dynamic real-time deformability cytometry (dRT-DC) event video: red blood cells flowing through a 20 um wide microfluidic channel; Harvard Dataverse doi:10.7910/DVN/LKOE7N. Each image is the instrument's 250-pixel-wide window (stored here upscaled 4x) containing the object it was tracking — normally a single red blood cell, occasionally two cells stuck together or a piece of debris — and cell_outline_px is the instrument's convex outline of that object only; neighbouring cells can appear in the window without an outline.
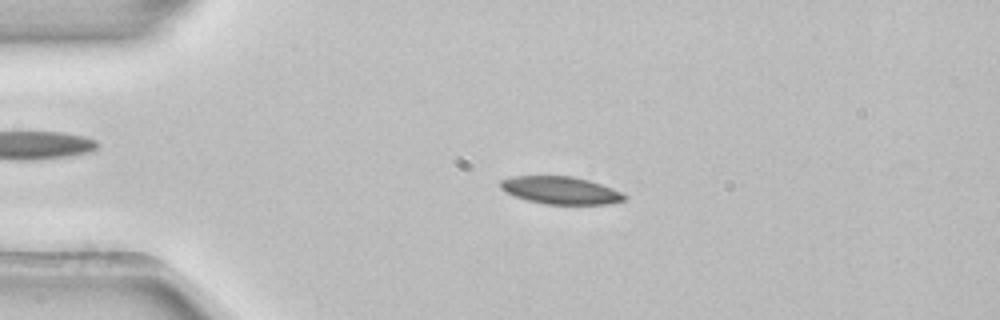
{"species": "common noctule bat (a hibernating species)", "species_latin": "Nyctalus noctula", "temperature_condition": "room temperature", "stored_images_in_passage": 3, "camera_frame_rate_fps": 3000, "um_per_image_px": 0.085, "animal": {"sex": "female", "body_mass_g": 22.7, "forearm_length_mm": 54.2}, "frame": {"image": 1, "passage_image": 1, "time_ms": 0.0, "image_size_px": [1000, 320], "cell_outline_px": [[628, 196], [624, 200], [608, 204], [544, 204], [528, 200], [516, 196], [500, 188], [500, 180], [516, 176], [572, 176], [588, 180], [612, 188]], "centroid_in_image_um": [47.67, 16.18], "position_along_channel_um": 37.3, "area_um2": 19.65}}